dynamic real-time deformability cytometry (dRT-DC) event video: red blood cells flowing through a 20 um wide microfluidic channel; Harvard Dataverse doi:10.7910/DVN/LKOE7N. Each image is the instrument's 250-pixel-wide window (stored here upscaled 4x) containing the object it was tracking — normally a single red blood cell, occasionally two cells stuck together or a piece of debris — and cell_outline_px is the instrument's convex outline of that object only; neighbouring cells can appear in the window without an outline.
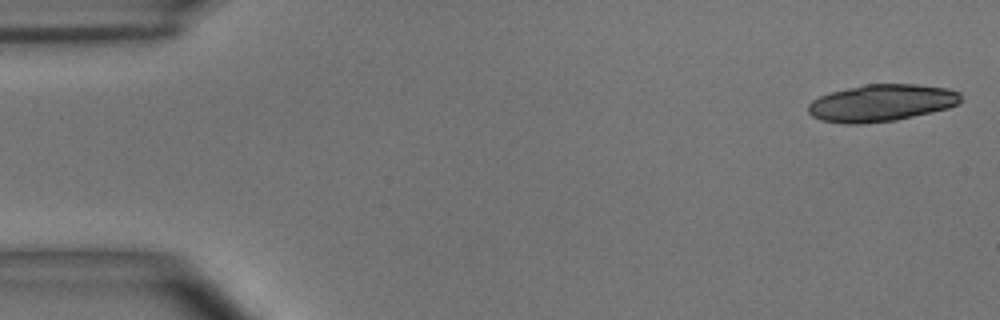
{"species": "common noctule bat (a hibernating species)", "species_latin": "Nyctalus noctula", "temperature_condition": "room temperature", "stored_images_in_passage": 5, "camera_frame_rate_fps": 3000, "um_per_image_px": 0.085, "animal": {"sex": "male", "body_mass_g": 15.6}, "frame": {"image": 1, "passage_image": 1, "time_ms": 0.0, "image_size_px": [1000, 320], "cell_outline_px": [[964, 100], [960, 104], [948, 108], [932, 112], [896, 120], [860, 124], [844, 124], [820, 120], [812, 116], [808, 112], [808, 104], [812, 100], [820, 96], [832, 92], [864, 84], [916, 84], [948, 88], [960, 92]], "centroid_in_image_um": [74.96, 8.75], "position_along_channel_um": 10.0, "area_um2": 33.23}}
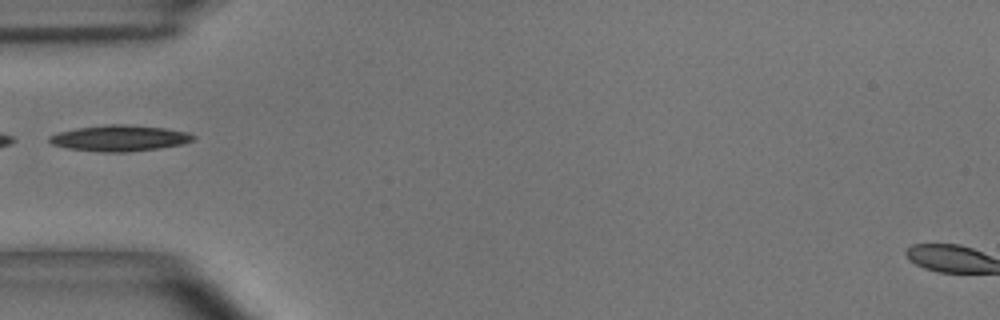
{"frame": {"image": 2, "passage_image": 5, "time_ms": 1.333, "image_size_px": [1000, 320], "cell_outline_px": [[196, 140], [184, 144], [160, 148], [128, 152], [100, 152], [68, 148], [52, 144], [48, 140], [48, 136], [60, 132], [76, 128], [108, 124], [120, 124], [164, 128], [188, 132], [196, 136]], "centroid_in_image_um": [10.2, 11.75], "position_along_channel_um": 74.8, "area_um2": 21.85}}